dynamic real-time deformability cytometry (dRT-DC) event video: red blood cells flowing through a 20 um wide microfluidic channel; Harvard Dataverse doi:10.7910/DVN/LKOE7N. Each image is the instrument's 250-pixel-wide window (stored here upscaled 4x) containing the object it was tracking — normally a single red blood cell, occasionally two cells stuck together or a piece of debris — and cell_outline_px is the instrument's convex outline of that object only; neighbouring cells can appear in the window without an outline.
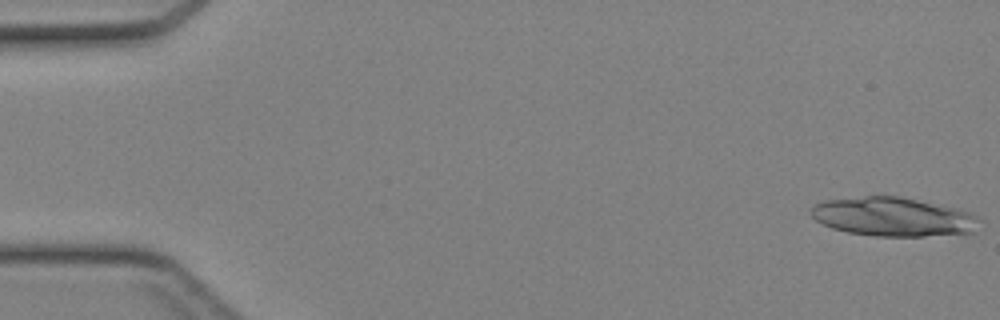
{"species": "Egyptian fruit bat (a non-hibernating species)", "species_latin": "Rousettus aegyptiacus", "temperature_condition": "cold", "stored_images_in_passage": 18, "camera_frame_rate_fps": 3000, "um_per_image_px": 0.085, "animal": {"sex": "female"}, "frame": {"image": 1, "passage_image": 1, "time_ms": 0.0, "image_size_px": [1000, 320], "cell_outline_px": [[984, 220], [976, 232], [924, 236], [876, 236], [848, 232], [832, 228], [816, 220], [808, 212], [816, 204], [824, 200], [864, 196], [900, 196], [956, 208], [980, 216]], "centroid_in_image_um": [75.98, 18.43], "position_along_channel_um": 9.0, "area_um2": 38.44}}